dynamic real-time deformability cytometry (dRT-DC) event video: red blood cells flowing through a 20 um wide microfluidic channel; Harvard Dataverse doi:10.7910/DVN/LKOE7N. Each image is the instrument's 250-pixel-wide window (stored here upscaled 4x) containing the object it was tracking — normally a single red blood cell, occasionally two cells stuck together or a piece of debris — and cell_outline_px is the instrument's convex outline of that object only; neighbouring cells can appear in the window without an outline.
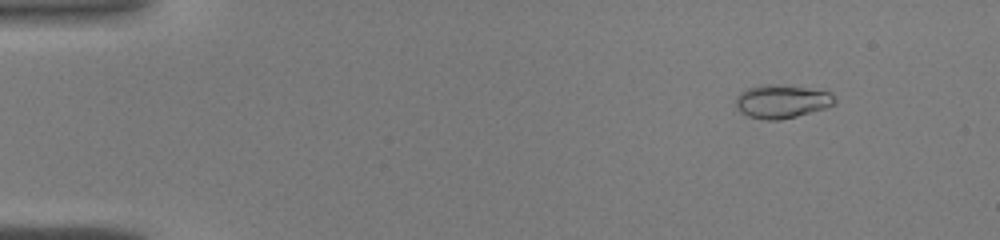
{"species": "common noctule bat (a hibernating species)", "species_latin": "Nyctalus noctula", "temperature_condition": "warm", "stored_images_in_passage": 29, "camera_frame_rate_fps": 3000, "um_per_image_px": 0.085, "animal": {"sex": "male", "body_mass_g": 19.0, "forearm_length_mm": 50.8}, "frame": {"image": 1, "passage_image": 4, "time_ms": 1.0, "image_size_px": [1000, 240], "cell_outline_px": [[836, 104], [828, 108], [780, 120], [764, 120], [748, 116], [740, 112], [736, 108], [736, 96], [740, 92], [748, 88], [768, 84], [804, 88], [832, 92], [836, 100]], "centroid_in_image_um": [66.46, 8.64], "position_along_channel_um": 18.5, "area_um2": 19.25}}
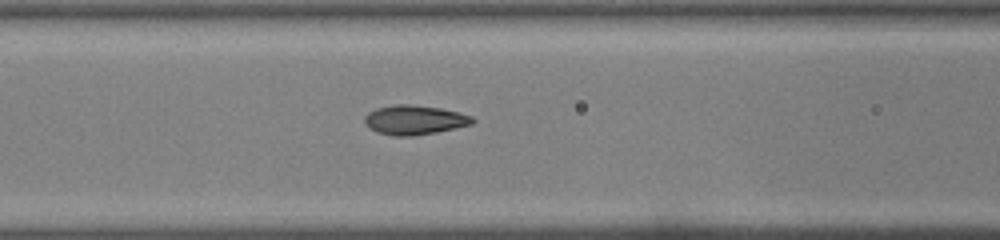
{"frame": {"image": 2, "passage_image": 18, "time_ms": 5.667, "image_size_px": [1000, 240], "cell_outline_px": [[476, 120], [472, 124], [436, 132], [412, 136], [396, 136], [376, 132], [368, 128], [364, 120], [364, 116], [368, 112], [376, 108], [396, 104], [408, 104], [440, 108], [460, 112], [472, 116]], "centroid_in_image_um": [35.22, 10.19], "position_along_channel_um": 131.4, "area_um2": 18.55}}
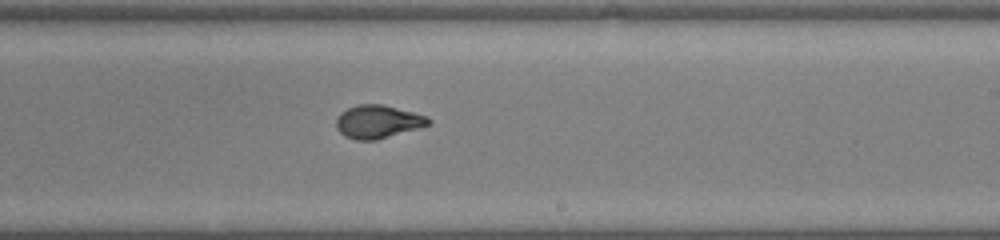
{"frame": {"image": 3, "passage_image": 26, "time_ms": 8.333, "image_size_px": [1000, 240], "cell_outline_px": [[432, 120], [428, 124], [416, 128], [376, 140], [356, 140], [344, 136], [336, 128], [336, 116], [340, 112], [356, 104], [384, 104], [428, 116]], "centroid_in_image_um": [32.07, 10.32], "position_along_channel_um": 256.9, "area_um2": 17.8}}